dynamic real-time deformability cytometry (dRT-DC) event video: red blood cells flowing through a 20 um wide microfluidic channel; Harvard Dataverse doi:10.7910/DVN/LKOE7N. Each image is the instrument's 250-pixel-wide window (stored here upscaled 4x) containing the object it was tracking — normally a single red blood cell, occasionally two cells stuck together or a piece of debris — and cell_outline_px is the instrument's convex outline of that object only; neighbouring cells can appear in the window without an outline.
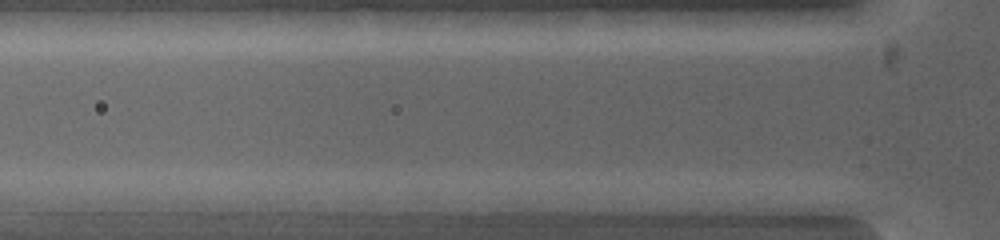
{"species": "common noctule bat (a hibernating species)", "species_latin": "Nyctalus noctula", "temperature_condition": "warm", "stored_images_in_passage": 3, "camera_frame_rate_fps": 5000, "um_per_image_px": 0.085, "animal": {"sex": "female", "body_mass_g": 19.0, "forearm_length_mm": 53.3}, "frame": {"image": 1, "passage_image": 3, "time_ms": 0.4, "image_size_px": [1000, 240], "cell_outline_px": [[820, 200], [816, 216], [772, 216], [688, 200], [688, 196], [692, 192], [752, 192]], "centroid_in_image_um": [64.56, 17.26], "position_along_channel_um": 61.2, "area_um2": 15.78}}